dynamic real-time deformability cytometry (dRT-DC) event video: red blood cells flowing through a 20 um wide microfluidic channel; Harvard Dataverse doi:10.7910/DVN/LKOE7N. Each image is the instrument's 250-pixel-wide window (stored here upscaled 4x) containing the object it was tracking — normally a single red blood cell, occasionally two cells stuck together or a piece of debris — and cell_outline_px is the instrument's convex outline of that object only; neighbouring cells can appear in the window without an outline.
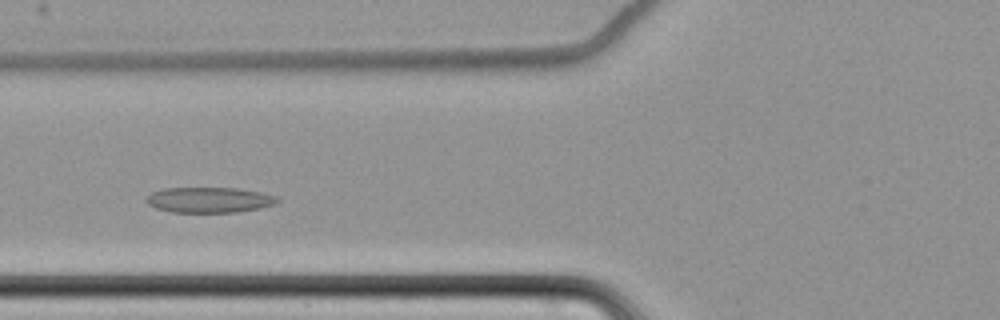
{"species": "common noctule bat (a hibernating species)", "species_latin": "Nyctalus noctula", "temperature_condition": "cold", "stored_images_in_passage": 52, "camera_frame_rate_fps": 3000, "um_per_image_px": 0.085, "animal": {"sex": "female", "body_mass_g": 22.7, "forearm_length_mm": 54.2}, "frame": {"image": 1, "passage_image": 16, "time_ms": 5.0, "image_size_px": [1000, 320], "cell_outline_px": [[280, 200], [276, 204], [260, 208], [236, 212], [172, 212], [156, 208], [148, 204], [144, 200], [152, 192], [164, 188], [236, 188], [260, 192], [276, 196]], "centroid_in_image_um": [17.79, 16.99], "position_along_channel_um": 108.0, "area_um2": 19.42}}
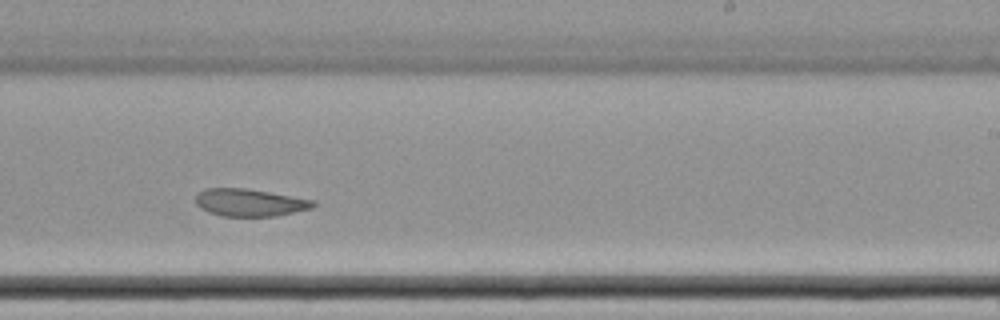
{"frame": {"image": 2, "passage_image": 30, "time_ms": 9.667, "image_size_px": [1000, 320], "cell_outline_px": [[316, 204], [312, 208], [276, 216], [224, 216], [208, 212], [200, 208], [196, 204], [196, 196], [204, 188], [244, 188], [316, 200]], "centroid_in_image_um": [21.23, 17.22], "position_along_channel_um": 267.8, "area_um2": 18.73}}
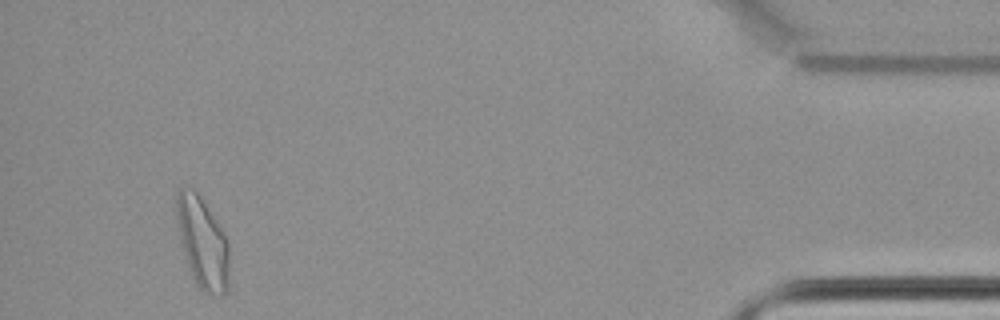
{"frame": {"image": 3, "passage_image": 49, "time_ms": 16.0, "image_size_px": [1000, 320], "cell_outline_px": [[228, 288], [224, 296], [220, 296], [204, 292], [196, 284], [188, 264], [184, 252], [176, 220], [176, 192], [180, 188], [192, 188], [200, 196], [228, 236]], "centroid_in_image_um": [17.23, 20.61], "position_along_channel_um": 418.0, "area_um2": 27.98}, "authors_computed_cell_mechanics": {"area_um2": 21.1837, "velocity_mm_per_s": 3.4253, "shape_relaxation_time_tau1_ms": null, "shape_relaxation_time_tau2_ms": 2.7108, "deformation_change_tau1": null, "deformation_change_tau2": 0.0807}}